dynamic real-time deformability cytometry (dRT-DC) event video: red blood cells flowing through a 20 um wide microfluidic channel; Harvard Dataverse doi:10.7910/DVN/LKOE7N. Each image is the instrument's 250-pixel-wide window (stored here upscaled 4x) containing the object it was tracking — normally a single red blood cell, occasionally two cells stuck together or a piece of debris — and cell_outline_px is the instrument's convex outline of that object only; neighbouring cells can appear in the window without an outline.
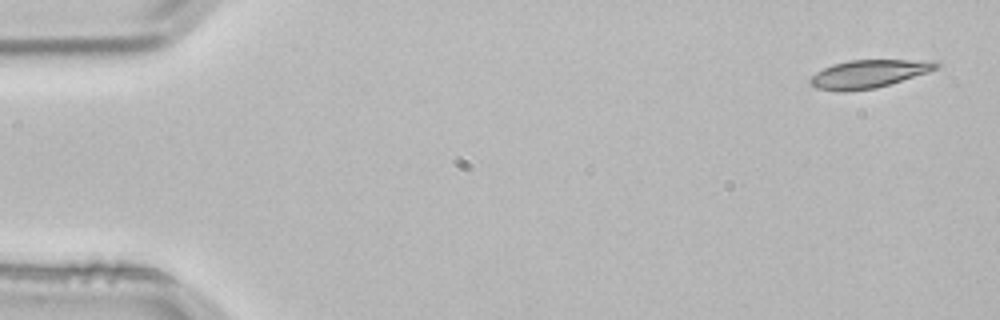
{"species": "common noctule bat (a hibernating species)", "species_latin": "Nyctalus noctula", "temperature_condition": "room temperature", "stored_images_in_passage": 4, "camera_frame_rate_fps": 3000, "um_per_image_px": 0.085, "animal": {"sex": "male", "body_mass_g": 21.5, "forearm_length_mm": 52.0}, "frame": {"image": 1, "passage_image": 1, "time_ms": 0.0, "image_size_px": [1000, 320], "cell_outline_px": [[940, 68], [928, 72], [876, 88], [844, 92], [840, 92], [816, 88], [808, 84], [808, 80], [816, 72], [832, 64], [848, 60], [936, 60], [940, 64]], "centroid_in_image_um": [73.82, 6.28], "position_along_channel_um": 11.2, "area_um2": 20.81}}
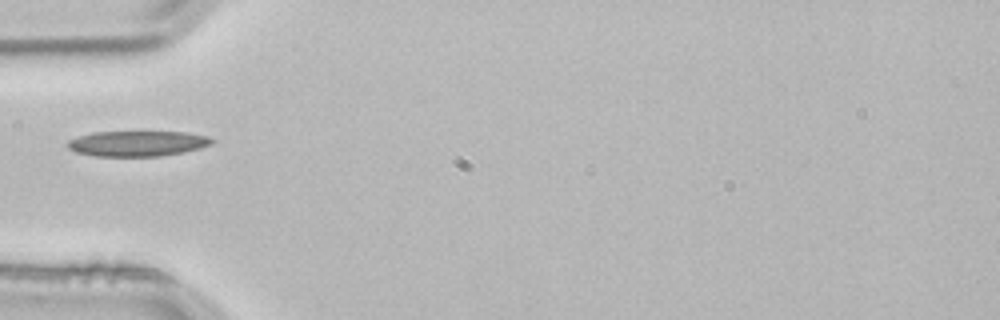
{"frame": {"image": 2, "passage_image": 4, "time_ms": 1.0, "image_size_px": [1000, 320], "cell_outline_px": [[216, 140], [212, 144], [200, 148], [184, 152], [160, 156], [96, 156], [76, 152], [68, 148], [68, 140], [80, 136], [96, 132], [188, 132], [208, 136]], "centroid_in_image_um": [11.74, 12.2], "position_along_channel_um": 73.3, "area_um2": 21.33}}